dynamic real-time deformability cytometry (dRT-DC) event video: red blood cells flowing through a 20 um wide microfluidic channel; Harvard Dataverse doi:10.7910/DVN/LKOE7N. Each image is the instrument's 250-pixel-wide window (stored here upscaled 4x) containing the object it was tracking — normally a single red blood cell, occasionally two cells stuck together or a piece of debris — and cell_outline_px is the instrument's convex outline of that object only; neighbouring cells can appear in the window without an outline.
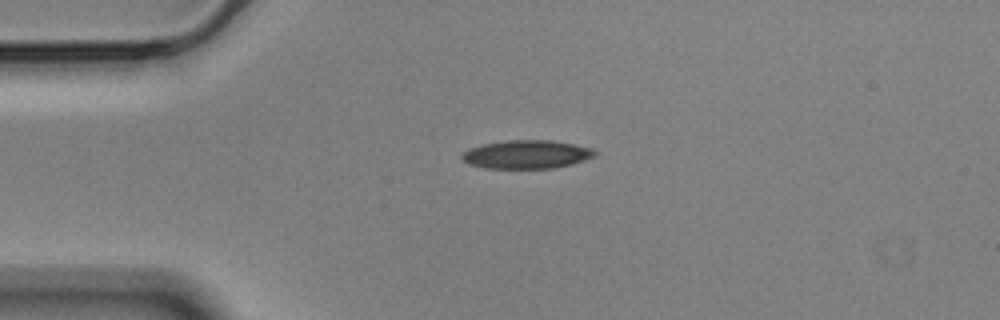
{"species": "Egyptian fruit bat (a non-hibernating species)", "species_latin": "Rousettus aegyptiacus", "temperature_condition": "cold", "stored_images_in_passage": 44, "camera_frame_rate_fps": 3000, "um_per_image_px": 0.085, "animal": {"sex": "male"}, "frame": {"image": 1, "passage_image": 1, "time_ms": 0.0, "image_size_px": [1000, 320], "cell_outline_px": [[600, 152], [596, 156], [572, 164], [552, 168], [484, 168], [468, 164], [460, 156], [468, 148], [484, 144], [508, 140], [552, 140], [576, 144], [592, 148]], "centroid_in_image_um": [44.81, 13.12], "position_along_channel_um": 40.2, "area_um2": 22.2}}
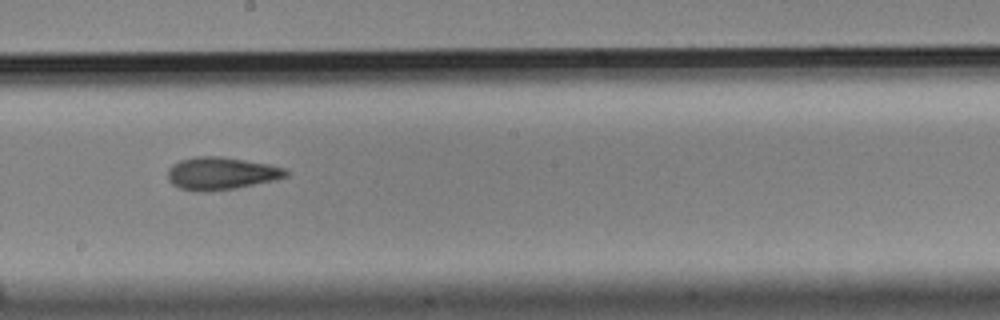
{"frame": {"image": 2, "passage_image": 19, "time_ms": 6.0, "image_size_px": [1000, 320], "cell_outline_px": [[288, 176], [276, 180], [236, 188], [180, 188], [172, 184], [168, 180], [168, 168], [172, 164], [180, 160], [196, 156], [220, 156], [268, 164], [288, 168]], "centroid_in_image_um": [18.86, 14.68], "position_along_channel_um": 229.3, "area_um2": 21.73}}
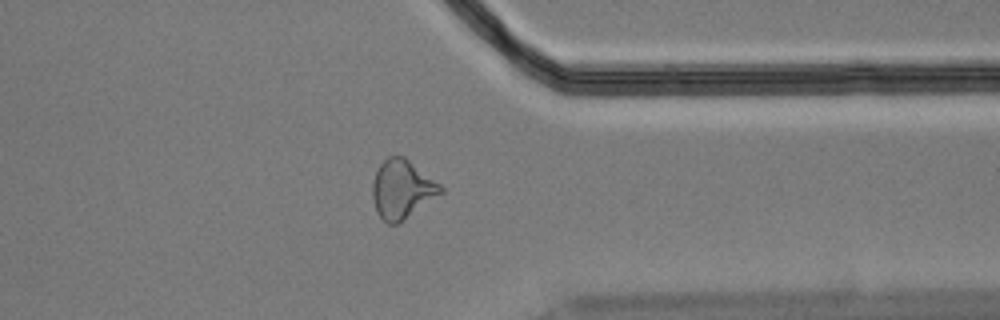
{"frame": {"image": 3, "passage_image": 32, "time_ms": 10.333, "image_size_px": [1000, 320], "cell_outline_px": [[444, 192], [404, 220], [396, 224], [388, 224], [376, 212], [372, 196], [372, 184], [376, 172], [380, 164], [388, 156], [404, 156], [440, 184], [444, 188]], "centroid_in_image_um": [34.17, 16.09], "position_along_channel_um": 377.2, "area_um2": 23.24}, "authors_computed_cell_mechanics": {"area_um2": 22.5998, "velocity_mm_per_s": 3.5465, "shape_relaxation_time_tau1_ms": null, "shape_relaxation_time_tau2_ms": 2.8973, "deformation_change_tau1": null, "deformation_change_tau2": 0.1136}}